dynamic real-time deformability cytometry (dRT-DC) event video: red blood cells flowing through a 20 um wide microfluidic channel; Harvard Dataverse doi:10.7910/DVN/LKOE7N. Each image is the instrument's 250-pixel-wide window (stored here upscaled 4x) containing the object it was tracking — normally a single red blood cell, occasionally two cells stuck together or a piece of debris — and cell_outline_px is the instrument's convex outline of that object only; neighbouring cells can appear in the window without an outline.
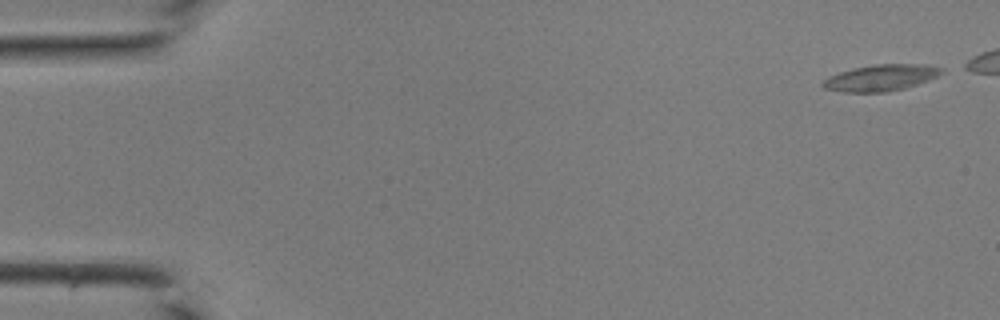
{"species": "common noctule bat (a hibernating species)", "species_latin": "Nyctalus noctula", "temperature_condition": "room temperature", "stored_images_in_passage": 40, "camera_frame_rate_fps": 3000, "um_per_image_px": 0.085, "animal": {"sex": "male", "body_mass_g": 19.0, "forearm_length_mm": 50.8}, "frame": {"image": 1, "passage_image": 1, "time_ms": 0.0, "image_size_px": [1000, 320], "cell_outline_px": [[944, 72], [928, 80], [904, 88], [888, 92], [844, 92], [824, 88], [820, 84], [828, 76], [840, 72], [856, 68], [876, 64], [924, 64], [944, 68]], "centroid_in_image_um": [74.88, 6.61], "position_along_channel_um": 10.1, "area_um2": 18.09}}
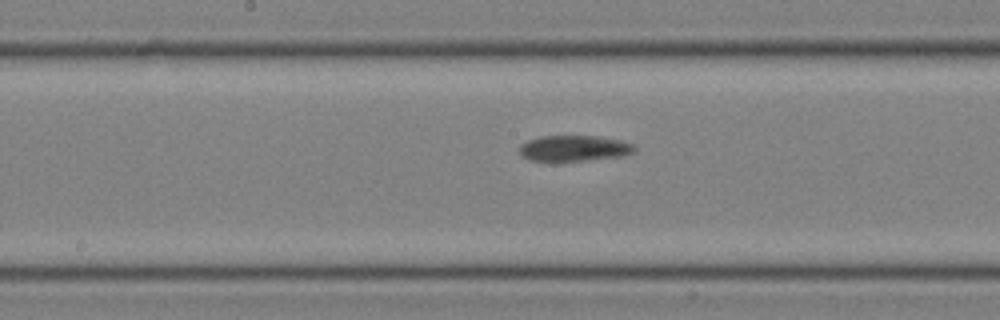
{"frame": {"image": 2, "passage_image": 23, "time_ms": 7.333, "image_size_px": [1000, 320], "cell_outline_px": [[636, 152], [624, 156], [584, 160], [532, 160], [524, 156], [520, 152], [520, 144], [528, 140], [544, 136], [596, 136], [620, 140], [632, 144], [636, 148]], "centroid_in_image_um": [48.86, 12.59], "position_along_channel_um": 199.3, "area_um2": 16.99}}
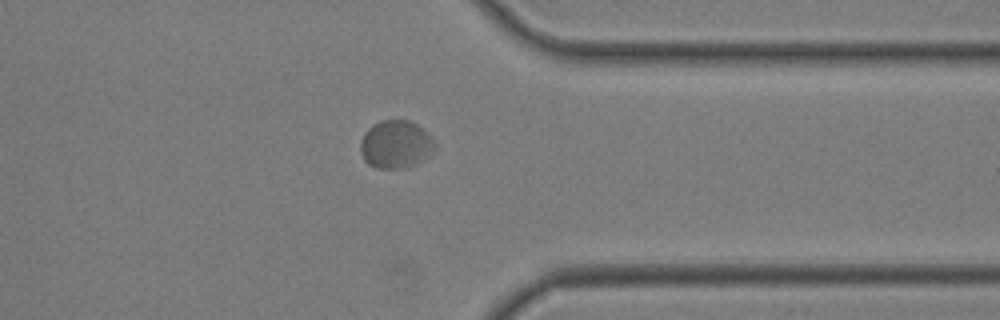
{"frame": {"image": 3, "passage_image": 35, "time_ms": 11.333, "image_size_px": [1000, 320], "cell_outline_px": [[436, 148], [432, 152], [420, 160], [412, 164], [400, 168], [376, 168], [368, 164], [364, 160], [360, 152], [360, 140], [364, 132], [372, 124], [380, 120], [408, 120], [424, 128], [428, 132], [436, 144]], "centroid_in_image_um": [33.6, 12.24], "position_along_channel_um": 377.8, "area_um2": 20.81}}